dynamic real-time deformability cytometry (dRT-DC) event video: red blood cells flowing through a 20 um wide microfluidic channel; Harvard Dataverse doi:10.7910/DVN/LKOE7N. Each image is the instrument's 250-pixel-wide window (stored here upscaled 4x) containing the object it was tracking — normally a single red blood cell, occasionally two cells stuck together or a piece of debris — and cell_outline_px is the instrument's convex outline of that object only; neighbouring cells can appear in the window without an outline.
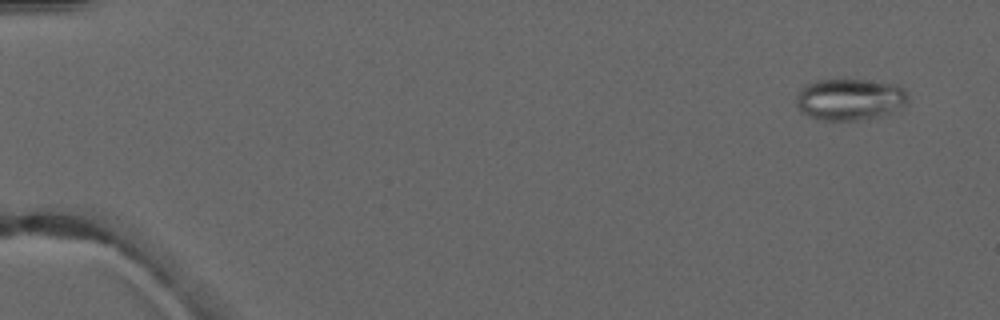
{"species": "common noctule bat (a hibernating species)", "species_latin": "Nyctalus noctula", "temperature_condition": "warm", "stored_images_in_passage": 5, "camera_frame_rate_fps": 3000, "um_per_image_px": 0.085, "animal": {"sex": "male", "forearm_length_mm": 52.5}, "frame": {"image": 1, "passage_image": 1, "time_ms": 0.0, "image_size_px": [1000, 320], "cell_outline_px": [[908, 104], [892, 112], [880, 116], [860, 120], [820, 120], [808, 116], [800, 112], [796, 104], [796, 96], [800, 88], [804, 84], [816, 80], [864, 80], [896, 84], [904, 88], [908, 96]], "centroid_in_image_um": [72.22, 8.45], "position_along_channel_um": 12.8, "area_um2": 27.46}}